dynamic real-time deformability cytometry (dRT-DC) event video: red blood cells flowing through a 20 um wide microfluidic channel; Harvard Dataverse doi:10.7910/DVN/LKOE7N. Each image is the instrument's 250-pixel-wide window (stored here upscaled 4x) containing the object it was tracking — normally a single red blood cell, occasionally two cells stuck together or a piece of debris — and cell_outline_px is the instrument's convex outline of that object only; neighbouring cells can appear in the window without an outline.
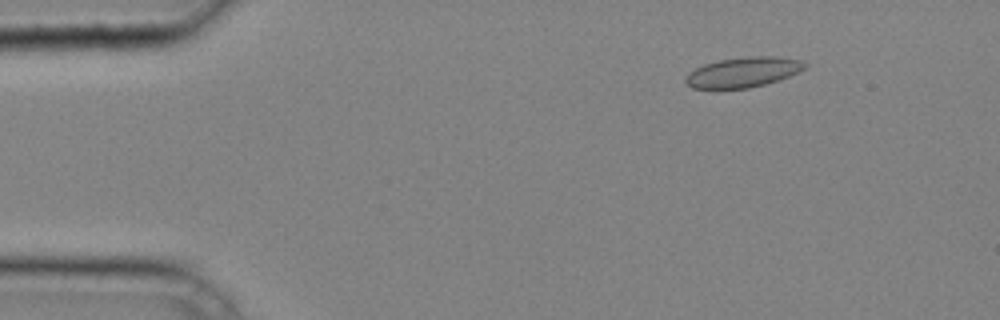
{"species": "common noctule bat (a hibernating species)", "species_latin": "Nyctalus noctula", "temperature_condition": "cold", "stored_images_in_passage": 38, "camera_frame_rate_fps": 3000, "um_per_image_px": 0.085, "animal": {"sex": "male", "body_mass_g": 20.4}, "frame": {"image": 1, "passage_image": 6, "time_ms": 1.667, "image_size_px": [1000, 320], "cell_outline_px": [[808, 68], [800, 72], [780, 80], [748, 88], [692, 88], [684, 80], [688, 72], [704, 64], [720, 60], [748, 56], [772, 56], [800, 60], [808, 64]], "centroid_in_image_um": [63.21, 6.13], "position_along_channel_um": 21.8, "area_um2": 20.92}}
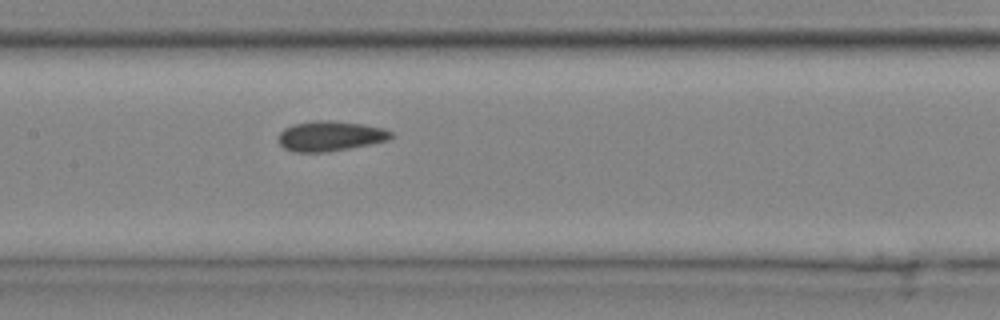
{"frame": {"image": 2, "passage_image": 21, "time_ms": 6.667, "image_size_px": [1000, 320], "cell_outline_px": [[392, 136], [388, 140], [328, 152], [292, 152], [284, 148], [280, 144], [280, 132], [284, 128], [292, 124], [312, 120], [332, 120], [364, 124], [384, 128], [392, 132]], "centroid_in_image_um": [28.05, 11.55], "position_along_channel_um": 179.4, "area_um2": 19.77}}
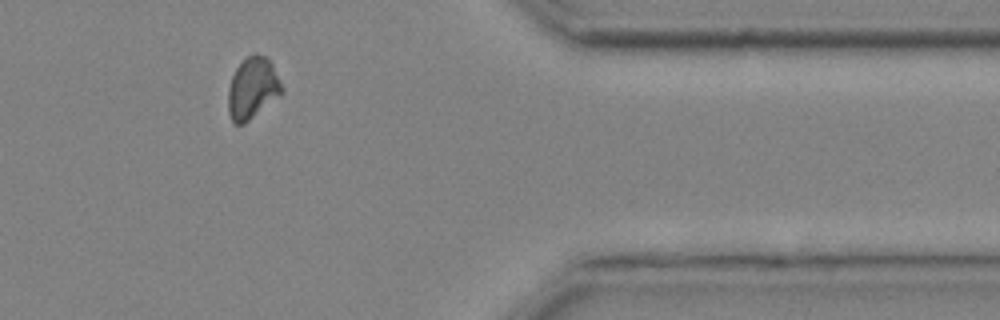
{"frame": {"image": 3, "passage_image": 36, "time_ms": 11.667, "image_size_px": [1000, 320], "cell_outline_px": [[284, 92], [280, 96], [244, 124], [236, 124], [232, 120], [228, 112], [228, 88], [232, 76], [236, 68], [252, 52], [256, 52], [268, 56], [284, 88]], "centroid_in_image_um": [21.49, 7.47], "position_along_channel_um": 389.9, "area_um2": 19.48}}